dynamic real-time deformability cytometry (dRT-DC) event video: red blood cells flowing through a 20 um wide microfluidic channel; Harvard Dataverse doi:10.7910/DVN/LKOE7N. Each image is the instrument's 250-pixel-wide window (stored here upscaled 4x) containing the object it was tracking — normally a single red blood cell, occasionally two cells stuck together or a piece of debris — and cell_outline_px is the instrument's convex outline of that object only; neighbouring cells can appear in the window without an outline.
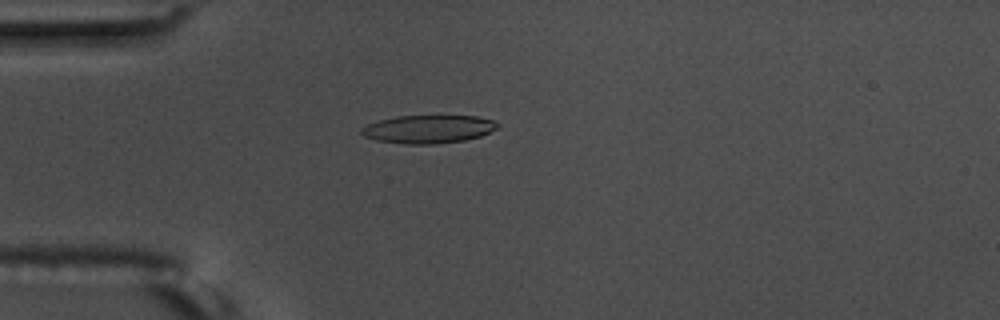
{"species": "common noctule bat (a hibernating species)", "species_latin": "Nyctalus noctula", "temperature_condition": "warm", "stored_images_in_passage": 4, "camera_frame_rate_fps": 3000, "um_per_image_px": 0.085, "animal": {"sex": "male", "body_mass_g": 17.5, "forearm_length_mm": 52.3}, "frame": {"image": 1, "passage_image": 1, "time_ms": 0.0, "image_size_px": [1000, 320], "cell_outline_px": [[500, 124], [496, 128], [480, 136], [464, 140], [432, 144], [408, 144], [376, 140], [364, 136], [360, 132], [360, 128], [368, 124], [380, 120], [396, 116], [476, 116], [492, 120]], "centroid_in_image_um": [36.38, 10.97], "position_along_channel_um": 48.6, "area_um2": 22.08}}